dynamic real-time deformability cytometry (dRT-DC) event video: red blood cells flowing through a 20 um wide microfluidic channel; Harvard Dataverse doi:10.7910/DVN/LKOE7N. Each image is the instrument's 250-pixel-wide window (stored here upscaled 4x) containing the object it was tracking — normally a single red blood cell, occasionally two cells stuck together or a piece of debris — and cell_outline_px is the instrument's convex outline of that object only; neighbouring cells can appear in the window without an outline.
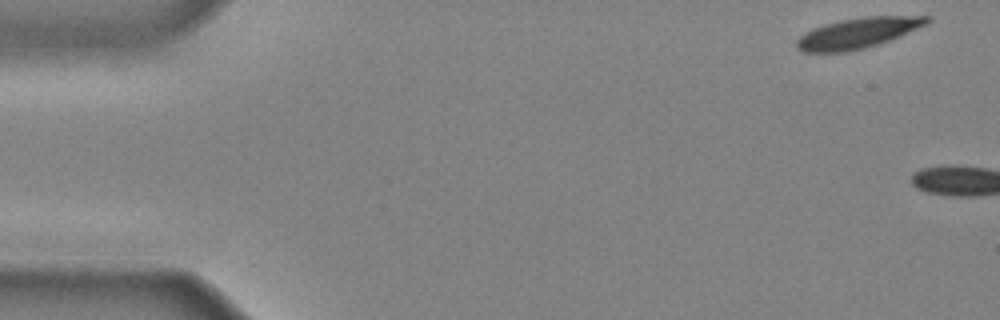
{"species": "common noctule bat (a hibernating species)", "species_latin": "Nyctalus noctula", "temperature_condition": "cold", "stored_images_in_passage": 3, "camera_frame_rate_fps": 3000, "um_per_image_px": 0.085, "animal": {"sex": "male", "body_mass_g": 20.4}, "frame": {"image": 1, "passage_image": 1, "time_ms": 0.0, "image_size_px": [1000, 320], "cell_outline_px": [[932, 20], [928, 24], [888, 40], [864, 48], [844, 52], [804, 52], [796, 48], [796, 40], [804, 32], [812, 28], [824, 24], [840, 20], [864, 16], [932, 16]], "centroid_in_image_um": [72.89, 2.79], "position_along_channel_um": 12.1, "area_um2": 23.06}}